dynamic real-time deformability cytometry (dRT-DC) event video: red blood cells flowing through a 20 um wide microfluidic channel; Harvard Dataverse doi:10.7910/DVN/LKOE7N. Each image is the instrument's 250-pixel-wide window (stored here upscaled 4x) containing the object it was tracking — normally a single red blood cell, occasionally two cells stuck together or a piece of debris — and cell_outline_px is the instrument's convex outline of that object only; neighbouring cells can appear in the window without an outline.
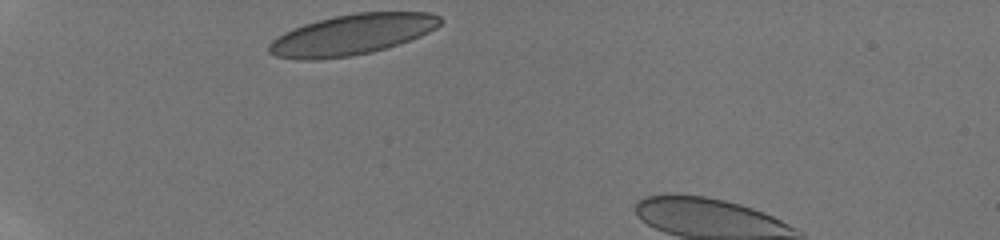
{"species": "human", "species_latin": "Homo sapiens", "temperature_condition": "room temperature", "stored_images_in_passage": 5, "camera_frame_rate_fps": 3000, "um_per_image_px": 0.085, "donor": {"sex": "male"}, "frame": {"image": 1, "passage_image": 1, "time_ms": 0.0, "image_size_px": [1000, 240], "cell_outline_px": [[440, 24], [436, 28], [420, 36], [372, 52], [352, 56], [312, 60], [300, 60], [276, 56], [268, 52], [268, 44], [272, 40], [284, 32], [292, 28], [304, 24], [336, 16], [356, 12], [432, 12], [440, 16]], "centroid_in_image_um": [29.89, 2.94], "position_along_channel_um": 55.1, "area_um2": 40.29}}
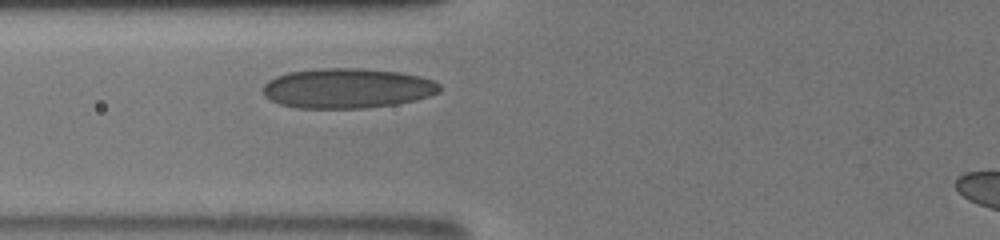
{"frame": {"image": 2, "passage_image": 5, "time_ms": 2.0, "image_size_px": [1000, 240], "cell_outline_px": [[440, 92], [428, 96], [396, 104], [364, 108], [296, 108], [280, 104], [264, 96], [264, 84], [268, 80], [276, 76], [288, 72], [320, 68], [364, 68], [400, 72], [420, 76], [432, 80], [440, 84]], "centroid_in_image_um": [29.51, 7.49], "position_along_channel_um": 96.3, "area_um2": 41.15}}